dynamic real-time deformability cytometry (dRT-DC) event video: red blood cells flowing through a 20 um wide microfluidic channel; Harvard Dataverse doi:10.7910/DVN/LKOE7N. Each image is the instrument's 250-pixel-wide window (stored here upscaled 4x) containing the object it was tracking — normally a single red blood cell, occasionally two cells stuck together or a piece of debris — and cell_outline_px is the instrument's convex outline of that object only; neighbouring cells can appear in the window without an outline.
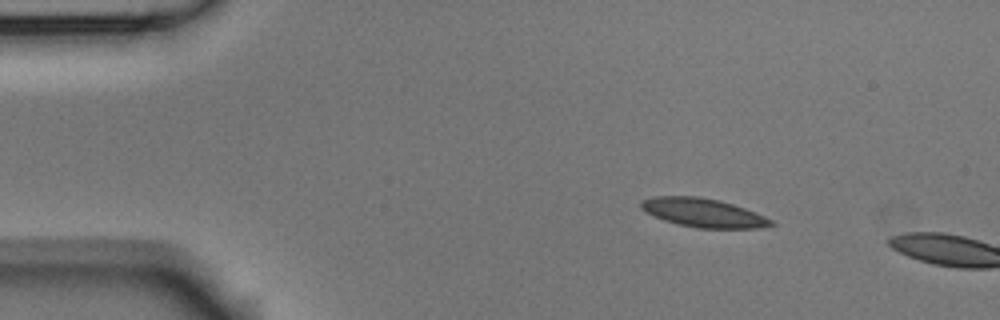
{"species": "Egyptian fruit bat (a non-hibernating species)", "species_latin": "Rousettus aegyptiacus", "temperature_condition": "room temperature", "stored_images_in_passage": 3, "camera_frame_rate_fps": 3000, "um_per_image_px": 0.085, "animal": {"sex": "male"}, "frame": {"image": 1, "passage_image": 2, "time_ms": 0.333, "image_size_px": [1000, 320], "cell_outline_px": [[776, 224], [760, 228], [696, 228], [676, 224], [664, 220], [644, 212], [640, 208], [640, 200], [656, 196], [700, 196], [732, 204], [744, 208], [764, 216], [772, 220]], "centroid_in_image_um": [59.73, 18.09], "position_along_channel_um": 25.3, "area_um2": 21.79}}